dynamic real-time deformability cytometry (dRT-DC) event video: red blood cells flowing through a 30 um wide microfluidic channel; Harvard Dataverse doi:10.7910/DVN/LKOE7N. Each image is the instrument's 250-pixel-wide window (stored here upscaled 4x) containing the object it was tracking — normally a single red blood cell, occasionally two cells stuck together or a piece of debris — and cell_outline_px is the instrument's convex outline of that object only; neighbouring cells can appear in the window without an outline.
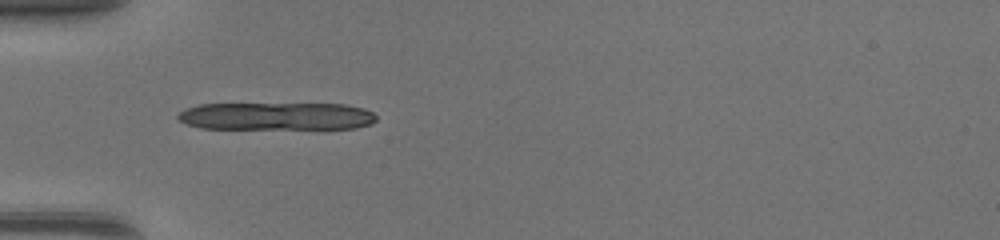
{"species": "common noctule bat (a hibernating species)", "species_latin": "Nyctalus noctula", "temperature_condition": "warm", "stored_images_in_passage": 32, "camera_frame_rate_fps": 3000, "um_per_image_px": 0.085, "animal": {"sex": "female", "body_mass_g": 17.0, "forearm_length_mm": 48.0}, "frame": {"image": 1, "passage_image": 1, "time_ms": 0.0, "image_size_px": [1000, 240], "cell_outline_px": [[376, 120], [372, 124], [356, 128], [200, 128], [188, 124], [180, 120], [176, 116], [180, 112], [188, 108], [200, 104], [344, 104], [364, 108], [372, 112], [376, 116]], "centroid_in_image_um": [23.54, 9.87], "position_along_channel_um": 61.5, "area_um2": 31.73}, "authors_computed_cell_mechanics": {"area_um2": 18.6983, "velocity_mm_per_s": 4.4096, "shape_relaxation_time_tau1_ms": 7.4261, "shape_relaxation_time_tau2_ms": 0.9883, "deformation_change_tau1": 0.2581, "deformation_change_tau2": 0.0645}}